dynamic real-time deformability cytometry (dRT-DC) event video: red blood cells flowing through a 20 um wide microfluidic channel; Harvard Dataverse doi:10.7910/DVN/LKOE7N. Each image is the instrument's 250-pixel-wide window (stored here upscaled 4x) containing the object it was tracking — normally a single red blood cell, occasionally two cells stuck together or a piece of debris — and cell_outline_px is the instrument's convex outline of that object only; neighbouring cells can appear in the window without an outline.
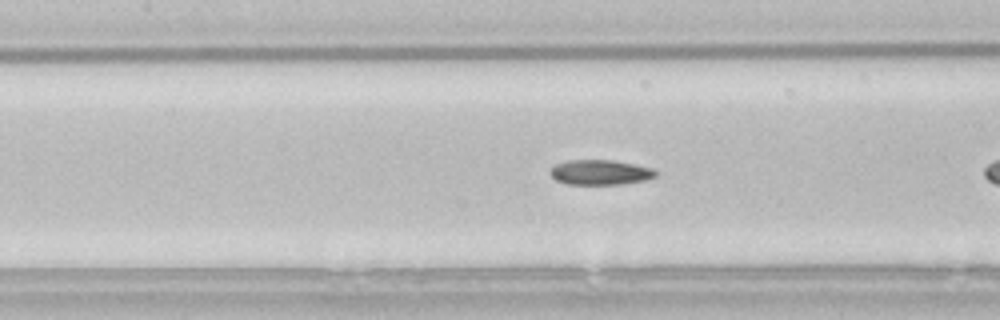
{"species": "common noctule bat (a hibernating species)", "species_latin": "Nyctalus noctula", "temperature_condition": "room temperature", "stored_images_in_passage": 12, "camera_frame_rate_fps": 3000, "um_per_image_px": 0.085, "animal": {"sex": "male", "body_mass_g": 21.5, "forearm_length_mm": 52.0}, "frame": {"image": 1, "passage_image": 10, "time_ms": 3.0, "image_size_px": [1000, 320], "cell_outline_px": [[656, 176], [644, 180], [620, 184], [568, 184], [556, 180], [548, 172], [556, 164], [568, 160], [612, 160], [652, 168], [656, 172]], "centroid_in_image_um": [50.98, 14.65], "position_along_channel_um": 156.4, "area_um2": 15.14}}